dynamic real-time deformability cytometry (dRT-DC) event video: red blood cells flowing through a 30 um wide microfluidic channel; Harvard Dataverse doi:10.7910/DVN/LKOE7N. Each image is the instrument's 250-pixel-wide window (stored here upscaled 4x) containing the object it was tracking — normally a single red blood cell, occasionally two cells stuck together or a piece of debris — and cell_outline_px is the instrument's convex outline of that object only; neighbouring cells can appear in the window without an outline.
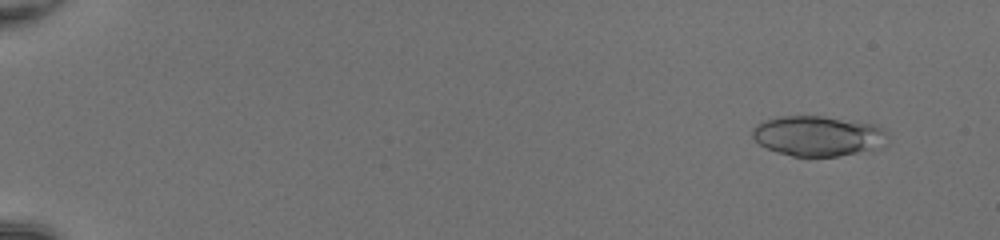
{"species": "common noctule bat (a hibernating species)", "species_latin": "Nyctalus noctula", "temperature_condition": "room temperature", "stored_images_in_passage": 16, "camera_frame_rate_fps": 3000, "um_per_image_px": 0.085, "animal": {"sex": "female", "body_mass_g": 20.0, "forearm_length_mm": 54.0}, "frame": {"image": 1, "passage_image": 5, "time_ms": 1.333, "image_size_px": [1000, 240], "cell_outline_px": [[888, 144], [856, 152], [836, 156], [792, 156], [768, 148], [760, 144], [752, 136], [752, 128], [756, 124], [764, 120], [776, 116], [824, 116], [876, 124], [884, 128], [888, 132]], "centroid_in_image_um": [69.55, 11.53], "position_along_channel_um": 15.5, "area_um2": 31.67}}